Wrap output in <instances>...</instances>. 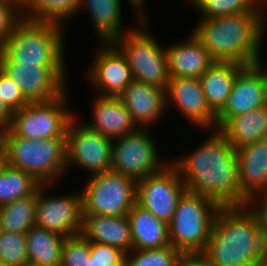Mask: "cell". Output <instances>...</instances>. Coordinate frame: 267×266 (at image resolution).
<instances>
[{
	"mask_svg": "<svg viewBox=\"0 0 267 266\" xmlns=\"http://www.w3.org/2000/svg\"><path fill=\"white\" fill-rule=\"evenodd\" d=\"M239 183L249 199L267 191V138L237 148Z\"/></svg>",
	"mask_w": 267,
	"mask_h": 266,
	"instance_id": "obj_20",
	"label": "cell"
},
{
	"mask_svg": "<svg viewBox=\"0 0 267 266\" xmlns=\"http://www.w3.org/2000/svg\"><path fill=\"white\" fill-rule=\"evenodd\" d=\"M37 191L0 206V231L26 233L35 226Z\"/></svg>",
	"mask_w": 267,
	"mask_h": 266,
	"instance_id": "obj_29",
	"label": "cell"
},
{
	"mask_svg": "<svg viewBox=\"0 0 267 266\" xmlns=\"http://www.w3.org/2000/svg\"><path fill=\"white\" fill-rule=\"evenodd\" d=\"M133 249H159L170 245L168 224L137 202L127 214Z\"/></svg>",
	"mask_w": 267,
	"mask_h": 266,
	"instance_id": "obj_23",
	"label": "cell"
},
{
	"mask_svg": "<svg viewBox=\"0 0 267 266\" xmlns=\"http://www.w3.org/2000/svg\"><path fill=\"white\" fill-rule=\"evenodd\" d=\"M0 261L7 266H27V243L24 233L0 231Z\"/></svg>",
	"mask_w": 267,
	"mask_h": 266,
	"instance_id": "obj_33",
	"label": "cell"
},
{
	"mask_svg": "<svg viewBox=\"0 0 267 266\" xmlns=\"http://www.w3.org/2000/svg\"><path fill=\"white\" fill-rule=\"evenodd\" d=\"M0 98L5 106L13 113L26 106L30 101L21 89L0 69Z\"/></svg>",
	"mask_w": 267,
	"mask_h": 266,
	"instance_id": "obj_36",
	"label": "cell"
},
{
	"mask_svg": "<svg viewBox=\"0 0 267 266\" xmlns=\"http://www.w3.org/2000/svg\"><path fill=\"white\" fill-rule=\"evenodd\" d=\"M261 62L245 65L237 74L226 105L216 115V130L231 118L267 105V76Z\"/></svg>",
	"mask_w": 267,
	"mask_h": 266,
	"instance_id": "obj_15",
	"label": "cell"
},
{
	"mask_svg": "<svg viewBox=\"0 0 267 266\" xmlns=\"http://www.w3.org/2000/svg\"><path fill=\"white\" fill-rule=\"evenodd\" d=\"M29 264L60 266L65 236L57 232L33 226L26 233Z\"/></svg>",
	"mask_w": 267,
	"mask_h": 266,
	"instance_id": "obj_27",
	"label": "cell"
},
{
	"mask_svg": "<svg viewBox=\"0 0 267 266\" xmlns=\"http://www.w3.org/2000/svg\"><path fill=\"white\" fill-rule=\"evenodd\" d=\"M246 206L256 217L261 234L267 240V191L250 197Z\"/></svg>",
	"mask_w": 267,
	"mask_h": 266,
	"instance_id": "obj_38",
	"label": "cell"
},
{
	"mask_svg": "<svg viewBox=\"0 0 267 266\" xmlns=\"http://www.w3.org/2000/svg\"><path fill=\"white\" fill-rule=\"evenodd\" d=\"M20 9L21 5L16 0H0V46L22 18Z\"/></svg>",
	"mask_w": 267,
	"mask_h": 266,
	"instance_id": "obj_37",
	"label": "cell"
},
{
	"mask_svg": "<svg viewBox=\"0 0 267 266\" xmlns=\"http://www.w3.org/2000/svg\"><path fill=\"white\" fill-rule=\"evenodd\" d=\"M147 130L138 128L135 132L112 140V171L137 182L169 163L157 156L160 155L158 147Z\"/></svg>",
	"mask_w": 267,
	"mask_h": 266,
	"instance_id": "obj_10",
	"label": "cell"
},
{
	"mask_svg": "<svg viewBox=\"0 0 267 266\" xmlns=\"http://www.w3.org/2000/svg\"><path fill=\"white\" fill-rule=\"evenodd\" d=\"M6 163L25 171L41 185H51L66 172V138L29 140L9 128L0 131Z\"/></svg>",
	"mask_w": 267,
	"mask_h": 266,
	"instance_id": "obj_5",
	"label": "cell"
},
{
	"mask_svg": "<svg viewBox=\"0 0 267 266\" xmlns=\"http://www.w3.org/2000/svg\"><path fill=\"white\" fill-rule=\"evenodd\" d=\"M100 49L87 71L90 85L99 96L119 97L134 81L126 57L112 42H100Z\"/></svg>",
	"mask_w": 267,
	"mask_h": 266,
	"instance_id": "obj_16",
	"label": "cell"
},
{
	"mask_svg": "<svg viewBox=\"0 0 267 266\" xmlns=\"http://www.w3.org/2000/svg\"><path fill=\"white\" fill-rule=\"evenodd\" d=\"M219 132L236 149L267 138V105L231 118Z\"/></svg>",
	"mask_w": 267,
	"mask_h": 266,
	"instance_id": "obj_25",
	"label": "cell"
},
{
	"mask_svg": "<svg viewBox=\"0 0 267 266\" xmlns=\"http://www.w3.org/2000/svg\"><path fill=\"white\" fill-rule=\"evenodd\" d=\"M64 27L21 18L0 54L7 60L29 65H65Z\"/></svg>",
	"mask_w": 267,
	"mask_h": 266,
	"instance_id": "obj_4",
	"label": "cell"
},
{
	"mask_svg": "<svg viewBox=\"0 0 267 266\" xmlns=\"http://www.w3.org/2000/svg\"><path fill=\"white\" fill-rule=\"evenodd\" d=\"M47 186L40 185L37 189L35 225L65 237L80 234L83 220L81 191L48 197L45 194Z\"/></svg>",
	"mask_w": 267,
	"mask_h": 266,
	"instance_id": "obj_14",
	"label": "cell"
},
{
	"mask_svg": "<svg viewBox=\"0 0 267 266\" xmlns=\"http://www.w3.org/2000/svg\"><path fill=\"white\" fill-rule=\"evenodd\" d=\"M82 190V215L126 216L136 203L137 182L106 171L90 175Z\"/></svg>",
	"mask_w": 267,
	"mask_h": 266,
	"instance_id": "obj_9",
	"label": "cell"
},
{
	"mask_svg": "<svg viewBox=\"0 0 267 266\" xmlns=\"http://www.w3.org/2000/svg\"><path fill=\"white\" fill-rule=\"evenodd\" d=\"M180 255L171 244L159 249H133L126 254V266H175Z\"/></svg>",
	"mask_w": 267,
	"mask_h": 266,
	"instance_id": "obj_32",
	"label": "cell"
},
{
	"mask_svg": "<svg viewBox=\"0 0 267 266\" xmlns=\"http://www.w3.org/2000/svg\"><path fill=\"white\" fill-rule=\"evenodd\" d=\"M175 266H214L213 263L202 253H181Z\"/></svg>",
	"mask_w": 267,
	"mask_h": 266,
	"instance_id": "obj_39",
	"label": "cell"
},
{
	"mask_svg": "<svg viewBox=\"0 0 267 266\" xmlns=\"http://www.w3.org/2000/svg\"><path fill=\"white\" fill-rule=\"evenodd\" d=\"M186 191V184L170 161L159 171L137 181L136 202L156 218L169 224Z\"/></svg>",
	"mask_w": 267,
	"mask_h": 266,
	"instance_id": "obj_12",
	"label": "cell"
},
{
	"mask_svg": "<svg viewBox=\"0 0 267 266\" xmlns=\"http://www.w3.org/2000/svg\"><path fill=\"white\" fill-rule=\"evenodd\" d=\"M165 91L166 107L173 103L172 105L196 127L208 129L207 131L216 130V114L206 102L199 78L171 77Z\"/></svg>",
	"mask_w": 267,
	"mask_h": 266,
	"instance_id": "obj_17",
	"label": "cell"
},
{
	"mask_svg": "<svg viewBox=\"0 0 267 266\" xmlns=\"http://www.w3.org/2000/svg\"><path fill=\"white\" fill-rule=\"evenodd\" d=\"M81 234L89 242L114 246L126 254L133 250L130 222L127 215H83Z\"/></svg>",
	"mask_w": 267,
	"mask_h": 266,
	"instance_id": "obj_22",
	"label": "cell"
},
{
	"mask_svg": "<svg viewBox=\"0 0 267 266\" xmlns=\"http://www.w3.org/2000/svg\"><path fill=\"white\" fill-rule=\"evenodd\" d=\"M0 266H7V265L0 261Z\"/></svg>",
	"mask_w": 267,
	"mask_h": 266,
	"instance_id": "obj_44",
	"label": "cell"
},
{
	"mask_svg": "<svg viewBox=\"0 0 267 266\" xmlns=\"http://www.w3.org/2000/svg\"><path fill=\"white\" fill-rule=\"evenodd\" d=\"M244 66L231 61H215L199 78L206 102L216 115L226 105L237 74Z\"/></svg>",
	"mask_w": 267,
	"mask_h": 266,
	"instance_id": "obj_24",
	"label": "cell"
},
{
	"mask_svg": "<svg viewBox=\"0 0 267 266\" xmlns=\"http://www.w3.org/2000/svg\"><path fill=\"white\" fill-rule=\"evenodd\" d=\"M170 46L165 48L170 78H200L215 62L210 53L192 33L188 39Z\"/></svg>",
	"mask_w": 267,
	"mask_h": 266,
	"instance_id": "obj_21",
	"label": "cell"
},
{
	"mask_svg": "<svg viewBox=\"0 0 267 266\" xmlns=\"http://www.w3.org/2000/svg\"><path fill=\"white\" fill-rule=\"evenodd\" d=\"M266 6L262 4L256 11L244 14L201 18L191 33L215 61L254 65L261 61Z\"/></svg>",
	"mask_w": 267,
	"mask_h": 266,
	"instance_id": "obj_2",
	"label": "cell"
},
{
	"mask_svg": "<svg viewBox=\"0 0 267 266\" xmlns=\"http://www.w3.org/2000/svg\"><path fill=\"white\" fill-rule=\"evenodd\" d=\"M40 185L25 171L6 163L0 171V206L34 194Z\"/></svg>",
	"mask_w": 267,
	"mask_h": 266,
	"instance_id": "obj_30",
	"label": "cell"
},
{
	"mask_svg": "<svg viewBox=\"0 0 267 266\" xmlns=\"http://www.w3.org/2000/svg\"><path fill=\"white\" fill-rule=\"evenodd\" d=\"M65 68L66 65H23L7 61L0 54V69L30 102L48 101L69 91Z\"/></svg>",
	"mask_w": 267,
	"mask_h": 266,
	"instance_id": "obj_13",
	"label": "cell"
},
{
	"mask_svg": "<svg viewBox=\"0 0 267 266\" xmlns=\"http://www.w3.org/2000/svg\"><path fill=\"white\" fill-rule=\"evenodd\" d=\"M89 261V241L81 233L66 237L60 266H89Z\"/></svg>",
	"mask_w": 267,
	"mask_h": 266,
	"instance_id": "obj_34",
	"label": "cell"
},
{
	"mask_svg": "<svg viewBox=\"0 0 267 266\" xmlns=\"http://www.w3.org/2000/svg\"><path fill=\"white\" fill-rule=\"evenodd\" d=\"M96 97L92 106V123L84 122L90 129L113 140L139 128L119 97Z\"/></svg>",
	"mask_w": 267,
	"mask_h": 266,
	"instance_id": "obj_19",
	"label": "cell"
},
{
	"mask_svg": "<svg viewBox=\"0 0 267 266\" xmlns=\"http://www.w3.org/2000/svg\"><path fill=\"white\" fill-rule=\"evenodd\" d=\"M12 112L5 106L0 98V131L7 129L10 125Z\"/></svg>",
	"mask_w": 267,
	"mask_h": 266,
	"instance_id": "obj_40",
	"label": "cell"
},
{
	"mask_svg": "<svg viewBox=\"0 0 267 266\" xmlns=\"http://www.w3.org/2000/svg\"><path fill=\"white\" fill-rule=\"evenodd\" d=\"M267 251V240L247 206L221 207L203 254L214 266H253Z\"/></svg>",
	"mask_w": 267,
	"mask_h": 266,
	"instance_id": "obj_3",
	"label": "cell"
},
{
	"mask_svg": "<svg viewBox=\"0 0 267 266\" xmlns=\"http://www.w3.org/2000/svg\"><path fill=\"white\" fill-rule=\"evenodd\" d=\"M183 158L172 163L187 190L215 201L220 207L246 206L239 183L237 149L218 131Z\"/></svg>",
	"mask_w": 267,
	"mask_h": 266,
	"instance_id": "obj_1",
	"label": "cell"
},
{
	"mask_svg": "<svg viewBox=\"0 0 267 266\" xmlns=\"http://www.w3.org/2000/svg\"><path fill=\"white\" fill-rule=\"evenodd\" d=\"M80 5V0H25L20 13L22 18L64 27V22L81 9Z\"/></svg>",
	"mask_w": 267,
	"mask_h": 266,
	"instance_id": "obj_28",
	"label": "cell"
},
{
	"mask_svg": "<svg viewBox=\"0 0 267 266\" xmlns=\"http://www.w3.org/2000/svg\"><path fill=\"white\" fill-rule=\"evenodd\" d=\"M146 16L137 21L140 24L138 28L132 27V30L115 38L112 43L126 57L135 81L166 90L170 78L166 49L149 31L144 30L147 29Z\"/></svg>",
	"mask_w": 267,
	"mask_h": 266,
	"instance_id": "obj_7",
	"label": "cell"
},
{
	"mask_svg": "<svg viewBox=\"0 0 267 266\" xmlns=\"http://www.w3.org/2000/svg\"><path fill=\"white\" fill-rule=\"evenodd\" d=\"M253 266H267V251L261 255L257 262Z\"/></svg>",
	"mask_w": 267,
	"mask_h": 266,
	"instance_id": "obj_42",
	"label": "cell"
},
{
	"mask_svg": "<svg viewBox=\"0 0 267 266\" xmlns=\"http://www.w3.org/2000/svg\"><path fill=\"white\" fill-rule=\"evenodd\" d=\"M67 91L48 101L29 102L12 113L9 129L25 139L66 138L69 121L75 116ZM69 109V110H68Z\"/></svg>",
	"mask_w": 267,
	"mask_h": 266,
	"instance_id": "obj_8",
	"label": "cell"
},
{
	"mask_svg": "<svg viewBox=\"0 0 267 266\" xmlns=\"http://www.w3.org/2000/svg\"><path fill=\"white\" fill-rule=\"evenodd\" d=\"M191 2L202 14L201 18L211 19L254 12L262 4H266L267 0H192Z\"/></svg>",
	"mask_w": 267,
	"mask_h": 266,
	"instance_id": "obj_31",
	"label": "cell"
},
{
	"mask_svg": "<svg viewBox=\"0 0 267 266\" xmlns=\"http://www.w3.org/2000/svg\"><path fill=\"white\" fill-rule=\"evenodd\" d=\"M74 116L66 130L67 168L73 165L90 171L92 175L111 170L112 139L78 122Z\"/></svg>",
	"mask_w": 267,
	"mask_h": 266,
	"instance_id": "obj_11",
	"label": "cell"
},
{
	"mask_svg": "<svg viewBox=\"0 0 267 266\" xmlns=\"http://www.w3.org/2000/svg\"><path fill=\"white\" fill-rule=\"evenodd\" d=\"M89 266H126V253L107 244L89 242Z\"/></svg>",
	"mask_w": 267,
	"mask_h": 266,
	"instance_id": "obj_35",
	"label": "cell"
},
{
	"mask_svg": "<svg viewBox=\"0 0 267 266\" xmlns=\"http://www.w3.org/2000/svg\"><path fill=\"white\" fill-rule=\"evenodd\" d=\"M220 208L215 201L187 190L168 224L170 244L181 253L203 252Z\"/></svg>",
	"mask_w": 267,
	"mask_h": 266,
	"instance_id": "obj_6",
	"label": "cell"
},
{
	"mask_svg": "<svg viewBox=\"0 0 267 266\" xmlns=\"http://www.w3.org/2000/svg\"><path fill=\"white\" fill-rule=\"evenodd\" d=\"M119 99L139 128H149L152 123L159 122L168 109L165 89L135 80L119 95Z\"/></svg>",
	"mask_w": 267,
	"mask_h": 266,
	"instance_id": "obj_18",
	"label": "cell"
},
{
	"mask_svg": "<svg viewBox=\"0 0 267 266\" xmlns=\"http://www.w3.org/2000/svg\"><path fill=\"white\" fill-rule=\"evenodd\" d=\"M6 164V151H5V146L4 142L0 136V171Z\"/></svg>",
	"mask_w": 267,
	"mask_h": 266,
	"instance_id": "obj_41",
	"label": "cell"
},
{
	"mask_svg": "<svg viewBox=\"0 0 267 266\" xmlns=\"http://www.w3.org/2000/svg\"><path fill=\"white\" fill-rule=\"evenodd\" d=\"M27 266H38V265L28 264Z\"/></svg>",
	"mask_w": 267,
	"mask_h": 266,
	"instance_id": "obj_45",
	"label": "cell"
},
{
	"mask_svg": "<svg viewBox=\"0 0 267 266\" xmlns=\"http://www.w3.org/2000/svg\"><path fill=\"white\" fill-rule=\"evenodd\" d=\"M20 5L25 1V0H16Z\"/></svg>",
	"mask_w": 267,
	"mask_h": 266,
	"instance_id": "obj_43",
	"label": "cell"
},
{
	"mask_svg": "<svg viewBox=\"0 0 267 266\" xmlns=\"http://www.w3.org/2000/svg\"><path fill=\"white\" fill-rule=\"evenodd\" d=\"M121 3V0H80V6L87 8L99 42H112L131 30L123 27Z\"/></svg>",
	"mask_w": 267,
	"mask_h": 266,
	"instance_id": "obj_26",
	"label": "cell"
}]
</instances>
